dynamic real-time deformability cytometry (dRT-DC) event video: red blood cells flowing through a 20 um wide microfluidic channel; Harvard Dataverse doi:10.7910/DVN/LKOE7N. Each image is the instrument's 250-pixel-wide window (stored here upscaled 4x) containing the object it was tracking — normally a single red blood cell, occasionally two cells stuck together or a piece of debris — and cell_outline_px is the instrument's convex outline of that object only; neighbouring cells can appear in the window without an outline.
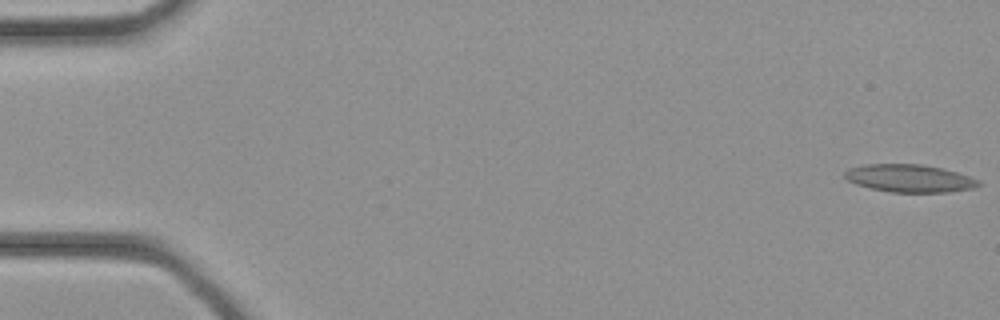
{"species": "common noctule bat (a hibernating species)", "species_latin": "Nyctalus noctula", "temperature_condition": "cold", "stored_images_in_passage": 35, "camera_frame_rate_fps": 3000, "um_per_image_px": 0.085, "animal": {"sex": "female", "body_mass_g": 21.9}, "frame": {"image": 1, "passage_image": 1, "time_ms": 0.0, "image_size_px": [1000, 320], "cell_outline_px": [[980, 184], [972, 188], [948, 192], [892, 192], [872, 188], [856, 184], [848, 180], [844, 176], [844, 172], [848, 168], [864, 164], [920, 164], [944, 168], [980, 180]], "centroid_in_image_um": [77.29, 15.14], "position_along_channel_um": 7.7, "area_um2": 21.5}}
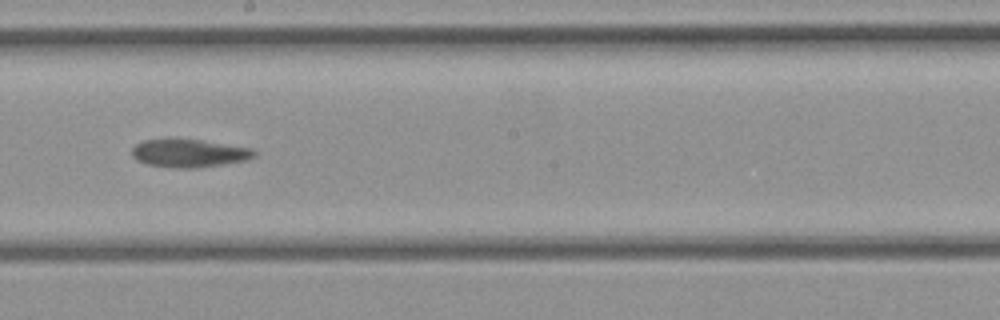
{"frame": {"image": 2, "passage_image": 20, "time_ms": 6.333, "image_size_px": [1000, 320], "cell_outline_px": [[256, 156], [248, 160], [200, 168], [176, 168], [148, 164], [136, 160], [132, 156], [132, 148], [136, 144], [144, 140], [200, 140], [252, 148], [256, 152]], "centroid_in_image_um": [16.11, 13.04], "position_along_channel_um": 232.1, "area_um2": 19.83}}
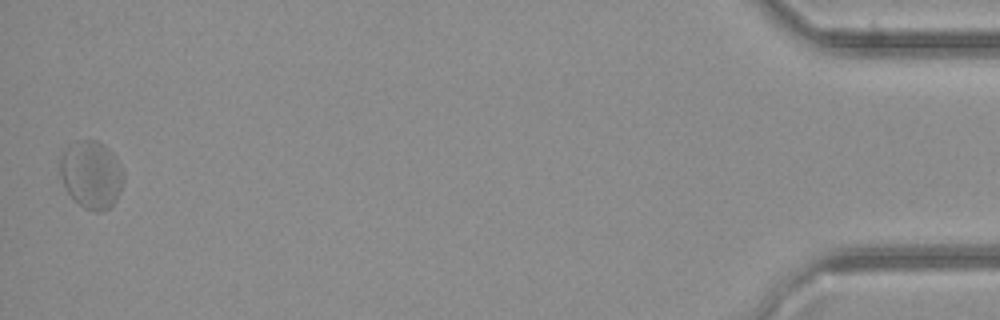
{"frame": {"image": 3, "passage_image": 35, "time_ms": 11.333, "image_size_px": [1000, 320], "cell_outline_px": [[124, 180], [120, 192], [116, 200], [108, 208], [100, 212], [96, 212], [84, 208], [68, 192], [60, 176], [60, 148], [76, 140], [96, 140], [104, 144], [112, 152], [124, 172]], "centroid_in_image_um": [7.75, 14.79], "position_along_channel_um": 427.5, "area_um2": 25.37}}